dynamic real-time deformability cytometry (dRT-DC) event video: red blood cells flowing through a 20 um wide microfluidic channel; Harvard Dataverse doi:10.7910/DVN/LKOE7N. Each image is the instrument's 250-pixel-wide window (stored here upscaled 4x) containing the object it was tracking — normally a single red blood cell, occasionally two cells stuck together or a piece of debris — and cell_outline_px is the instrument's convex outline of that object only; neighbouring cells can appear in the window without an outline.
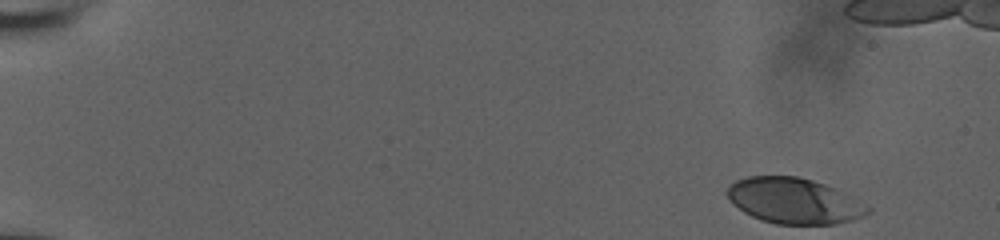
{"species": "human", "species_latin": "Homo sapiens", "temperature_condition": "room temperature", "stored_images_in_passage": 17, "camera_frame_rate_fps": 3000, "um_per_image_px": 0.085, "donor": {"sex": "male"}, "frame": {"image": 1, "passage_image": 1, "time_ms": 0.0, "image_size_px": [1000, 240], "cell_outline_px": [[872, 212], [864, 216], [852, 220], [836, 224], [776, 224], [760, 220], [744, 212], [732, 204], [724, 192], [736, 180], [748, 176], [796, 176], [812, 180], [824, 184], [872, 208]], "centroid_in_image_um": [67.45, 17.08], "position_along_channel_um": 17.5, "area_um2": 37.22}}
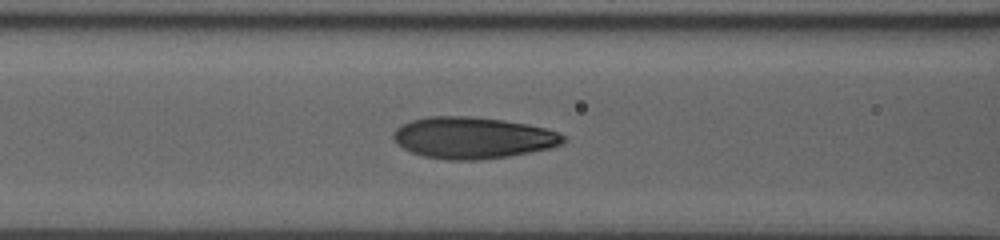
{"frame": {"image": 2, "passage_image": 13, "time_ms": 4.0, "image_size_px": [1000, 240], "cell_outline_px": [[568, 140], [552, 148], [532, 152], [508, 156], [480, 160], [448, 160], [424, 156], [412, 152], [396, 144], [392, 136], [392, 132], [400, 124], [412, 120], [428, 116], [472, 116], [504, 120], [528, 124], [548, 128], [560, 132], [568, 136]], "centroid_in_image_um": [40.23, 11.7], "position_along_channel_um": 126.4, "area_um2": 41.73}}
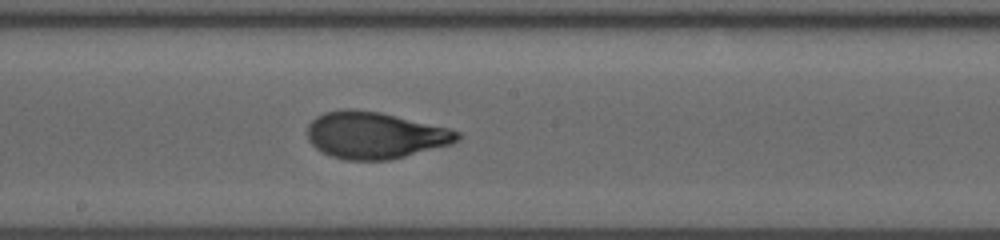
{"frame": {"image": 3, "passage_image": 17, "time_ms": 5.333, "image_size_px": [1000, 240], "cell_outline_px": [[464, 136], [460, 140], [452, 144], [388, 160], [344, 160], [332, 156], [316, 148], [308, 140], [308, 124], [316, 116], [324, 112], [340, 108], [352, 108], [380, 112], [452, 128], [460, 132]], "centroid_in_image_um": [31.9, 11.47], "position_along_channel_um": 216.3, "area_um2": 41.27}}